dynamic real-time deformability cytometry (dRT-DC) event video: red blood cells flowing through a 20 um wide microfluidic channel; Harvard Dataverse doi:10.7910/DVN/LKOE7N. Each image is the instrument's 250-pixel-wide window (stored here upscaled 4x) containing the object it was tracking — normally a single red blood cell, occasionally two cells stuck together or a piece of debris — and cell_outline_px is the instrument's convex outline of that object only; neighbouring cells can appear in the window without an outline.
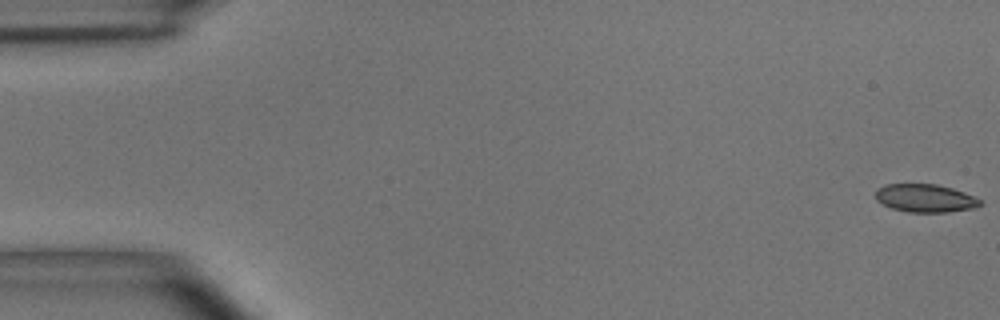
{"species": "common noctule bat (a hibernating species)", "species_latin": "Nyctalus noctula", "temperature_condition": "room temperature", "stored_images_in_passage": 55, "camera_frame_rate_fps": 3000, "um_per_image_px": 0.085, "animal": {"sex": "male", "body_mass_g": 15.6}, "frame": {"image": 1, "passage_image": 1, "time_ms": 0.0, "image_size_px": [1000, 320], "cell_outline_px": [[984, 204], [976, 208], [948, 212], [908, 212], [892, 208], [876, 200], [876, 188], [884, 184], [936, 184], [952, 188], [976, 196]], "centroid_in_image_um": [78.68, 16.84], "position_along_channel_um": 6.3, "area_um2": 17.28}}
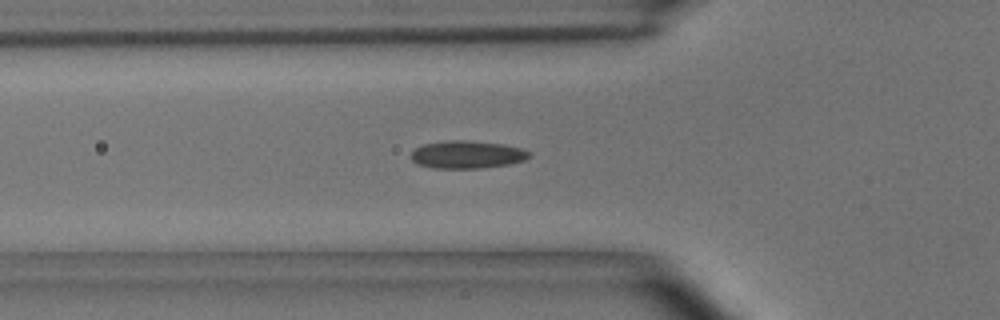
{"frame": {"image": 2, "passage_image": 19, "time_ms": 6.0, "image_size_px": [1000, 320], "cell_outline_px": [[532, 156], [524, 160], [508, 164], [480, 168], [436, 168], [420, 164], [412, 160], [412, 152], [416, 148], [424, 144], [444, 140], [464, 140], [504, 144], [520, 148], [532, 152]], "centroid_in_image_um": [39.75, 13.13], "position_along_channel_um": 86.1, "area_um2": 18.96}}
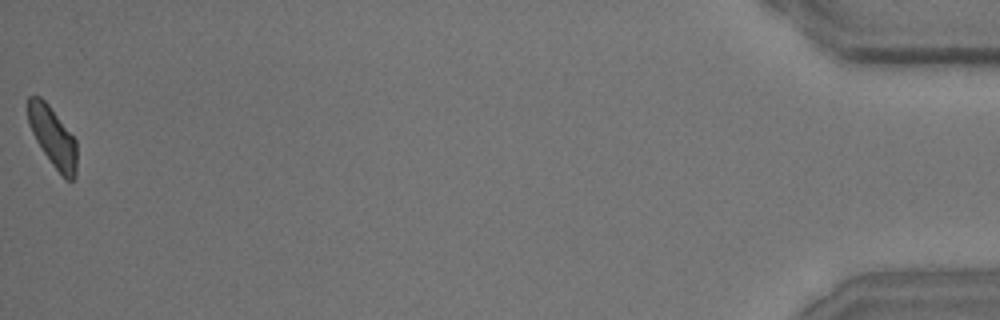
{"frame": {"image": 3, "passage_image": 55, "time_ms": 18.0, "image_size_px": [1000, 320], "cell_outline_px": [[76, 176], [72, 180], [68, 180], [52, 164], [36, 140], [28, 124], [28, 96], [40, 96], [48, 104], [76, 140]], "centroid_in_image_um": [4.48, 11.61], "position_along_channel_um": 430.7, "area_um2": 16.65}, "authors_computed_cell_mechanics": {"area_um2": 17.918, "velocity_mm_per_s": 3.6582, "shape_relaxation_time_tau1_ms": 10.305, "shape_relaxation_time_tau2_ms": 2.9447, "deformation_change_tau1": 0.1986, "deformation_change_tau2": 0.0845}}